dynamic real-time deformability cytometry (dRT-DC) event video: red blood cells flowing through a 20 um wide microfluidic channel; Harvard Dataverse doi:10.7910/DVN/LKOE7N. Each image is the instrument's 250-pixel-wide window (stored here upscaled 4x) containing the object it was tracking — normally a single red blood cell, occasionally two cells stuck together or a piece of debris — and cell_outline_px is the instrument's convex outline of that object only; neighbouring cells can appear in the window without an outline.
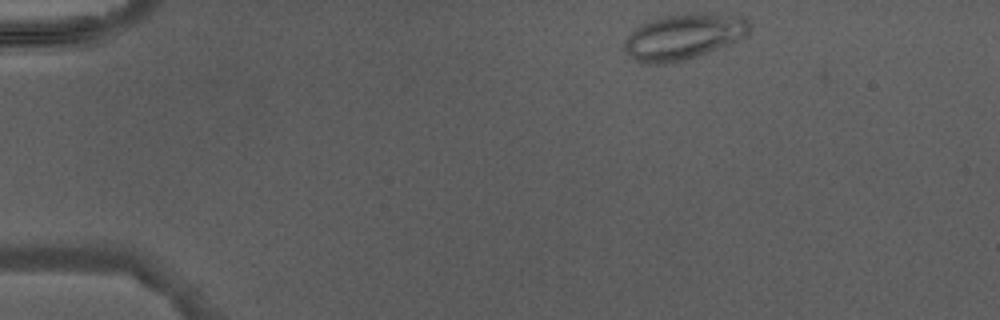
{"species": "Egyptian fruit bat (a non-hibernating species)", "species_latin": "Rousettus aegyptiacus", "temperature_condition": "warm", "stored_images_in_passage": 3, "camera_frame_rate_fps": 3000, "um_per_image_px": 0.085, "animal": {"sex": "male"}, "frame": {"image": 1, "passage_image": 1, "time_ms": 0.0, "image_size_px": [1000, 320], "cell_outline_px": [[748, 32], [744, 36], [728, 44], [708, 52], [684, 60], [668, 64], [644, 64], [636, 60], [624, 48], [624, 40], [640, 24], [668, 16], [688, 12], [700, 12], [744, 16], [748, 20]], "centroid_in_image_um": [58.1, 3.11], "position_along_channel_um": 26.9, "area_um2": 33.0}}